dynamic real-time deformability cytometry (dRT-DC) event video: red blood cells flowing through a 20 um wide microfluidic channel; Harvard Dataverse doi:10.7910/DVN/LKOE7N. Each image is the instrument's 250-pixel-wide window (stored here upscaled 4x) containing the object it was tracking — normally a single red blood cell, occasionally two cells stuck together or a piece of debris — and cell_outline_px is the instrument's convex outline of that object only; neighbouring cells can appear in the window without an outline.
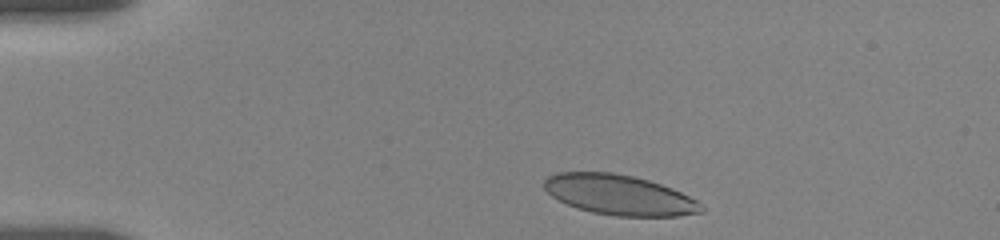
{"species": "human", "species_latin": "Homo sapiens", "temperature_condition": "room temperature", "stored_images_in_passage": 15, "camera_frame_rate_fps": 3000, "um_per_image_px": 0.085, "donor": {"sex": "female"}, "frame": {"image": 1, "passage_image": 3, "time_ms": 0.667, "image_size_px": [1000, 240], "cell_outline_px": [[704, 212], [676, 216], [616, 216], [592, 212], [568, 204], [552, 196], [544, 188], [544, 180], [548, 176], [556, 172], [612, 172], [632, 176], [648, 180], [672, 188], [704, 204]], "centroid_in_image_um": [52.66, 16.56], "position_along_channel_um": 32.3, "area_um2": 36.59}}
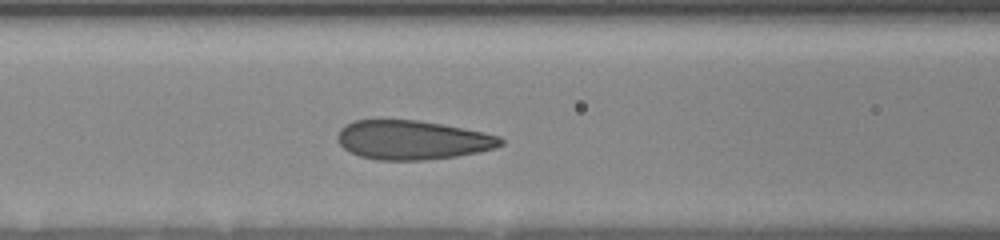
{"frame": {"image": 2, "passage_image": 12, "time_ms": 5.0, "image_size_px": [1000, 240], "cell_outline_px": [[504, 144], [496, 148], [480, 152], [456, 156], [424, 160], [376, 160], [360, 156], [348, 152], [340, 144], [336, 136], [340, 128], [344, 124], [352, 120], [420, 120], [444, 124], [484, 132], [500, 136], [504, 140]], "centroid_in_image_um": [35.06, 11.89], "position_along_channel_um": 131.5, "area_um2": 37.63}}
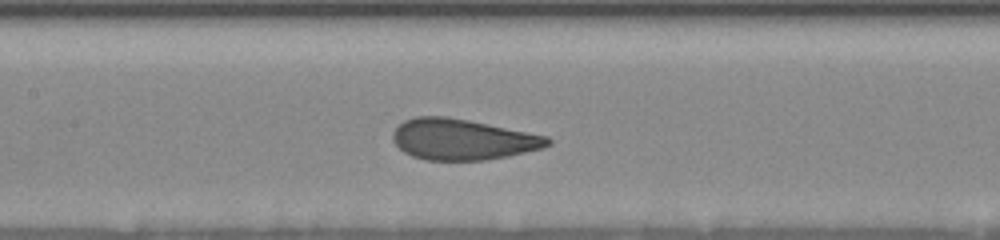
{"frame": {"image": 3, "passage_image": 15, "time_ms": 6.0, "image_size_px": [1000, 240], "cell_outline_px": [[552, 144], [544, 148], [508, 156], [484, 160], [424, 160], [412, 156], [404, 152], [392, 140], [392, 132], [404, 120], [416, 116], [444, 116], [468, 120], [548, 136], [552, 140]], "centroid_in_image_um": [39.32, 11.85], "position_along_channel_um": 168.1, "area_um2": 36.93}}